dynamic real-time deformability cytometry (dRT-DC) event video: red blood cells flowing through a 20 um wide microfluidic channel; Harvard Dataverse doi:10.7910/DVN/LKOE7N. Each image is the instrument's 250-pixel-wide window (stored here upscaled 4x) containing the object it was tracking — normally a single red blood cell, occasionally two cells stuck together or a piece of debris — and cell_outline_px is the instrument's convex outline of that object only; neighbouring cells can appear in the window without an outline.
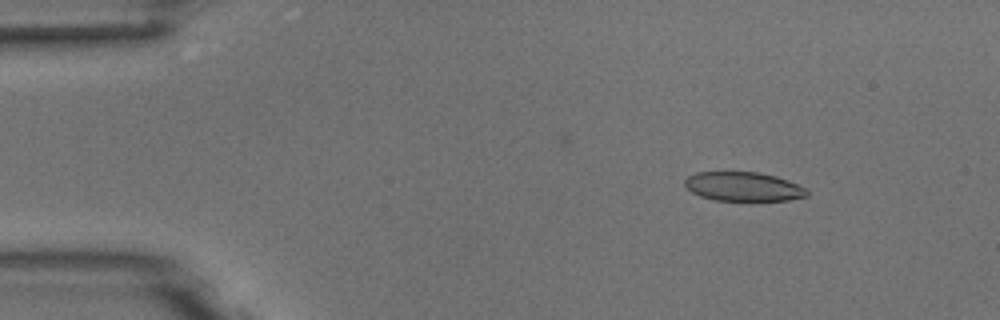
{"species": "common noctule bat (a hibernating species)", "species_latin": "Nyctalus noctula", "temperature_condition": "room temperature", "stored_images_in_passage": 3, "camera_frame_rate_fps": 3000, "um_per_image_px": 0.085, "animal": {"sex": "male", "body_mass_g": 18.8}, "frame": {"image": 1, "passage_image": 1, "time_ms": 0.0, "image_size_px": [1000, 320], "cell_outline_px": [[808, 196], [788, 200], [752, 204], [716, 200], [700, 196], [692, 192], [684, 184], [684, 180], [688, 176], [696, 172], [760, 172], [776, 176], [788, 180], [804, 188], [808, 192]], "centroid_in_image_um": [63.21, 15.91], "position_along_channel_um": 21.8, "area_um2": 21.62}}
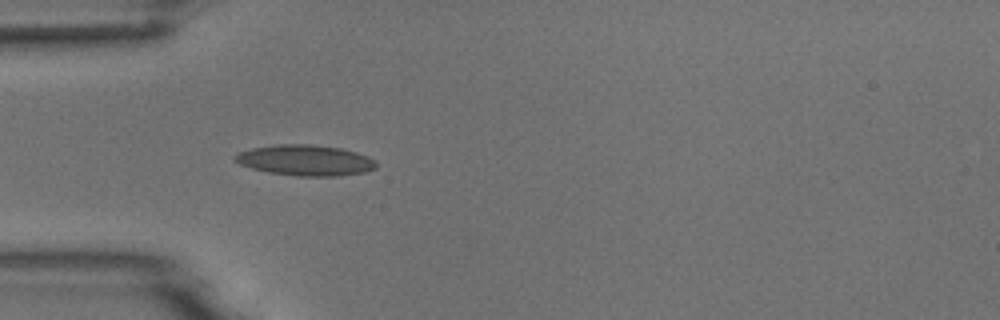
{"frame": {"image": 2, "passage_image": 3, "time_ms": 3.0, "image_size_px": [1000, 320], "cell_outline_px": [[376, 168], [364, 172], [340, 176], [296, 176], [268, 172], [252, 168], [240, 164], [232, 160], [232, 156], [240, 152], [252, 148], [276, 144], [312, 144], [340, 148], [356, 152], [368, 156], [376, 160]], "centroid_in_image_um": [25.95, 13.62], "position_along_channel_um": 59.1, "area_um2": 25.43}}